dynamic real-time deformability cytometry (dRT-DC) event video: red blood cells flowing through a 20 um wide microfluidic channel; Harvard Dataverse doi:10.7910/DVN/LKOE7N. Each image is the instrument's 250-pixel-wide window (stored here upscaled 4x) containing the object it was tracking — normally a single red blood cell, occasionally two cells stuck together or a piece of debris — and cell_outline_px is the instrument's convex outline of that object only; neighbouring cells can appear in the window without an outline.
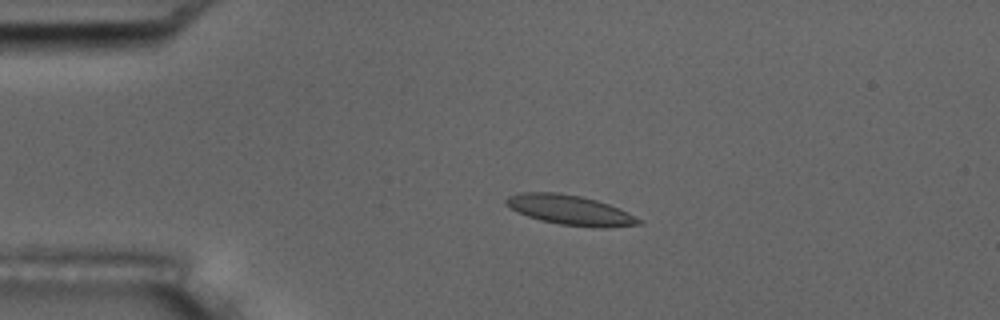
{"species": "common noctule bat (a hibernating species)", "species_latin": "Nyctalus noctula", "temperature_condition": "room temperature", "stored_images_in_passage": 4, "camera_frame_rate_fps": 3000, "um_per_image_px": 0.085, "animal": {"sex": "male", "body_mass_g": 17.5, "forearm_length_mm": 52.3}, "frame": {"image": 1, "passage_image": 3, "time_ms": 2.333, "image_size_px": [1000, 320], "cell_outline_px": [[644, 224], [608, 228], [600, 228], [560, 224], [540, 220], [528, 216], [504, 204], [504, 200], [508, 196], [520, 192], [556, 192], [580, 196], [596, 200], [620, 208], [644, 220]], "centroid_in_image_um": [48.52, 17.86], "position_along_channel_um": 36.5, "area_um2": 23.18}}
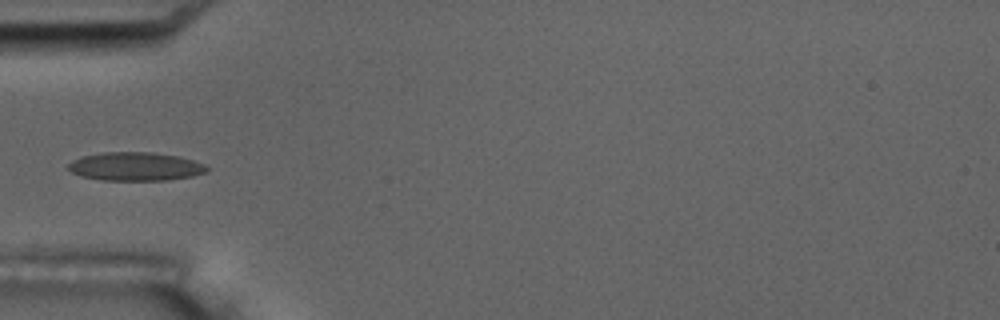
{"frame": {"image": 2, "passage_image": 4, "time_ms": 4.333, "image_size_px": [1000, 320], "cell_outline_px": [[208, 172], [192, 176], [164, 180], [100, 180], [80, 176], [72, 172], [68, 168], [68, 164], [72, 160], [80, 156], [104, 152], [152, 152], [180, 156], [204, 164], [208, 168]], "centroid_in_image_um": [11.49, 14.14], "position_along_channel_um": 73.5, "area_um2": 23.12}}